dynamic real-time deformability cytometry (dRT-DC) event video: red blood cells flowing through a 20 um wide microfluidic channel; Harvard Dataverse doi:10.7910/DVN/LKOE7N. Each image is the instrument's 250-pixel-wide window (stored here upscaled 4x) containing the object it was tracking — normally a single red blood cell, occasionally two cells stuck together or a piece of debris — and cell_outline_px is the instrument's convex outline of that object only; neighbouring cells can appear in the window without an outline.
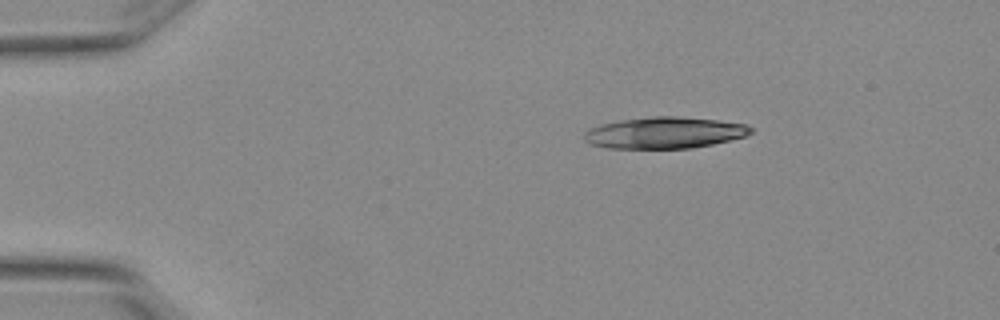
{"species": "Egyptian fruit bat (a non-hibernating species)", "species_latin": "Rousettus aegyptiacus", "temperature_condition": "warm", "stored_images_in_passage": 3, "camera_frame_rate_fps": 3000, "um_per_image_px": 0.085, "animal": {"sex": "female"}, "frame": {"image": 1, "passage_image": 1, "time_ms": 0.0, "image_size_px": [1000, 320], "cell_outline_px": [[752, 132], [744, 136], [712, 144], [692, 148], [608, 148], [592, 144], [584, 140], [584, 132], [592, 128], [604, 124], [620, 120], [652, 116], [676, 116], [716, 120], [744, 124], [752, 128]], "centroid_in_image_um": [56.47, 11.28], "position_along_channel_um": 28.5, "area_um2": 30.11}}